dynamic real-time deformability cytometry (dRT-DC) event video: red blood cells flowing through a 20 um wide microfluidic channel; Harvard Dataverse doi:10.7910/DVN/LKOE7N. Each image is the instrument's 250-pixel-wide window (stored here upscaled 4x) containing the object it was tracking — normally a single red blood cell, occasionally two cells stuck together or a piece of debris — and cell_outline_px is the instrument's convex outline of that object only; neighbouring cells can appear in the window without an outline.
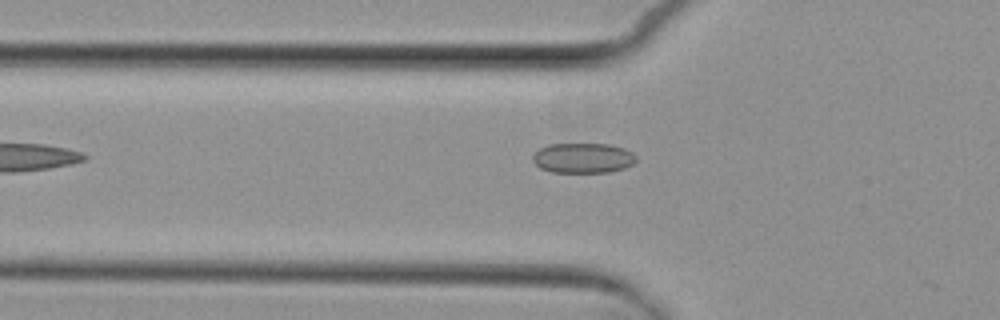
{"species": "common noctule bat (a hibernating species)", "species_latin": "Nyctalus noctula", "temperature_condition": "cold", "stored_images_in_passage": 4, "camera_frame_rate_fps": 3000, "um_per_image_px": 0.085, "animal": {"sex": "female", "body_mass_g": 29.2, "forearm_length_mm": 56.3}, "frame": {"image": 1, "passage_image": 2, "time_ms": 1.333, "image_size_px": [1000, 320], "cell_outline_px": [[636, 160], [632, 164], [624, 168], [608, 172], [552, 172], [540, 168], [532, 160], [532, 156], [540, 148], [548, 144], [608, 144], [624, 148], [632, 152], [636, 156]], "centroid_in_image_um": [49.55, 13.43], "position_along_channel_um": 76.2, "area_um2": 18.09}}
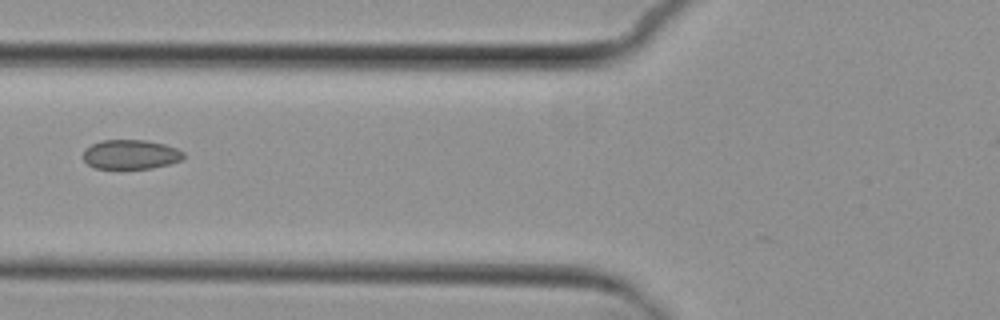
{"frame": {"image": 2, "passage_image": 3, "time_ms": 2.333, "image_size_px": [1000, 320], "cell_outline_px": [[184, 156], [180, 160], [168, 164], [152, 168], [96, 168], [88, 164], [84, 160], [84, 148], [100, 140], [144, 140], [164, 144], [176, 148], [184, 152]], "centroid_in_image_um": [11.09, 13.12], "position_along_channel_um": 114.7, "area_um2": 17.05}}
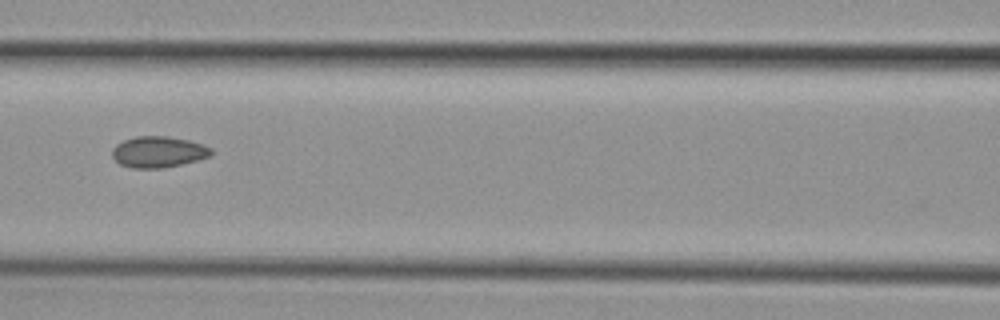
{"frame": {"image": 3, "passage_image": 4, "time_ms": 3.333, "image_size_px": [1000, 320], "cell_outline_px": [[212, 152], [208, 156], [196, 160], [164, 168], [132, 168], [120, 164], [112, 156], [112, 148], [116, 144], [124, 140], [136, 136], [168, 136], [188, 140], [204, 144], [212, 148]], "centroid_in_image_um": [13.44, 12.9], "position_along_channel_um": 153.2, "area_um2": 17.92}}